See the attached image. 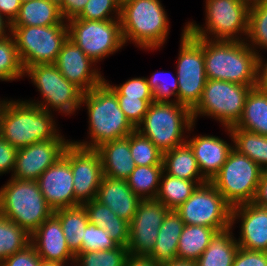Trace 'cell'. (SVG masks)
I'll return each instance as SVG.
<instances>
[{"mask_svg":"<svg viewBox=\"0 0 267 266\" xmlns=\"http://www.w3.org/2000/svg\"><path fill=\"white\" fill-rule=\"evenodd\" d=\"M9 99H0V119H1V114H2V111L6 105V103L8 102Z\"/></svg>","mask_w":267,"mask_h":266,"instance_id":"cell-57","label":"cell"},{"mask_svg":"<svg viewBox=\"0 0 267 266\" xmlns=\"http://www.w3.org/2000/svg\"><path fill=\"white\" fill-rule=\"evenodd\" d=\"M31 244L43 261L74 265L75 254L68 247L60 220L54 213L31 234Z\"/></svg>","mask_w":267,"mask_h":266,"instance_id":"cell-22","label":"cell"},{"mask_svg":"<svg viewBox=\"0 0 267 266\" xmlns=\"http://www.w3.org/2000/svg\"><path fill=\"white\" fill-rule=\"evenodd\" d=\"M40 266H73V265H67V264H61L57 262H47V261H41Z\"/></svg>","mask_w":267,"mask_h":266,"instance_id":"cell-56","label":"cell"},{"mask_svg":"<svg viewBox=\"0 0 267 266\" xmlns=\"http://www.w3.org/2000/svg\"><path fill=\"white\" fill-rule=\"evenodd\" d=\"M129 253L127 247L110 250L77 252L73 266H124Z\"/></svg>","mask_w":267,"mask_h":266,"instance_id":"cell-39","label":"cell"},{"mask_svg":"<svg viewBox=\"0 0 267 266\" xmlns=\"http://www.w3.org/2000/svg\"><path fill=\"white\" fill-rule=\"evenodd\" d=\"M0 213L30 235L53 213L37 181L10 177L0 187Z\"/></svg>","mask_w":267,"mask_h":266,"instance_id":"cell-5","label":"cell"},{"mask_svg":"<svg viewBox=\"0 0 267 266\" xmlns=\"http://www.w3.org/2000/svg\"><path fill=\"white\" fill-rule=\"evenodd\" d=\"M124 266H161L146 256H132L129 255Z\"/></svg>","mask_w":267,"mask_h":266,"instance_id":"cell-53","label":"cell"},{"mask_svg":"<svg viewBox=\"0 0 267 266\" xmlns=\"http://www.w3.org/2000/svg\"><path fill=\"white\" fill-rule=\"evenodd\" d=\"M162 173L163 165L135 166L126 182L141 200L155 199Z\"/></svg>","mask_w":267,"mask_h":266,"instance_id":"cell-35","label":"cell"},{"mask_svg":"<svg viewBox=\"0 0 267 266\" xmlns=\"http://www.w3.org/2000/svg\"><path fill=\"white\" fill-rule=\"evenodd\" d=\"M31 244V235L0 213V264Z\"/></svg>","mask_w":267,"mask_h":266,"instance_id":"cell-37","label":"cell"},{"mask_svg":"<svg viewBox=\"0 0 267 266\" xmlns=\"http://www.w3.org/2000/svg\"><path fill=\"white\" fill-rule=\"evenodd\" d=\"M84 105L88 113L89 140H71L79 147L96 149L103 143L127 137L136 129L120 109L116 93L104 81L83 94L80 107Z\"/></svg>","mask_w":267,"mask_h":266,"instance_id":"cell-1","label":"cell"},{"mask_svg":"<svg viewBox=\"0 0 267 266\" xmlns=\"http://www.w3.org/2000/svg\"><path fill=\"white\" fill-rule=\"evenodd\" d=\"M161 266H196L194 261L174 260Z\"/></svg>","mask_w":267,"mask_h":266,"instance_id":"cell-55","label":"cell"},{"mask_svg":"<svg viewBox=\"0 0 267 266\" xmlns=\"http://www.w3.org/2000/svg\"><path fill=\"white\" fill-rule=\"evenodd\" d=\"M24 77L30 78L39 91L41 100H26L43 110L61 115H74L80 110L84 92L69 82L54 64L33 65L25 69Z\"/></svg>","mask_w":267,"mask_h":266,"instance_id":"cell-8","label":"cell"},{"mask_svg":"<svg viewBox=\"0 0 267 266\" xmlns=\"http://www.w3.org/2000/svg\"><path fill=\"white\" fill-rule=\"evenodd\" d=\"M161 0H130L121 5L124 44L145 51L161 50L169 36L170 21Z\"/></svg>","mask_w":267,"mask_h":266,"instance_id":"cell-3","label":"cell"},{"mask_svg":"<svg viewBox=\"0 0 267 266\" xmlns=\"http://www.w3.org/2000/svg\"><path fill=\"white\" fill-rule=\"evenodd\" d=\"M175 76L169 71H160L146 77L155 102H177L178 78Z\"/></svg>","mask_w":267,"mask_h":266,"instance_id":"cell-41","label":"cell"},{"mask_svg":"<svg viewBox=\"0 0 267 266\" xmlns=\"http://www.w3.org/2000/svg\"><path fill=\"white\" fill-rule=\"evenodd\" d=\"M117 246L118 244L110 237L105 229L89 222L85 229L82 247L78 252L110 250Z\"/></svg>","mask_w":267,"mask_h":266,"instance_id":"cell-43","label":"cell"},{"mask_svg":"<svg viewBox=\"0 0 267 266\" xmlns=\"http://www.w3.org/2000/svg\"><path fill=\"white\" fill-rule=\"evenodd\" d=\"M70 166L73 174L75 200L84 204L96 198L103 178L99 153L70 143Z\"/></svg>","mask_w":267,"mask_h":266,"instance_id":"cell-18","label":"cell"},{"mask_svg":"<svg viewBox=\"0 0 267 266\" xmlns=\"http://www.w3.org/2000/svg\"><path fill=\"white\" fill-rule=\"evenodd\" d=\"M130 150L136 166L163 165V153L136 129L130 134Z\"/></svg>","mask_w":267,"mask_h":266,"instance_id":"cell-40","label":"cell"},{"mask_svg":"<svg viewBox=\"0 0 267 266\" xmlns=\"http://www.w3.org/2000/svg\"><path fill=\"white\" fill-rule=\"evenodd\" d=\"M163 171L188 181H207L201 174L192 149L187 142L163 154Z\"/></svg>","mask_w":267,"mask_h":266,"instance_id":"cell-29","label":"cell"},{"mask_svg":"<svg viewBox=\"0 0 267 266\" xmlns=\"http://www.w3.org/2000/svg\"><path fill=\"white\" fill-rule=\"evenodd\" d=\"M169 211L156 199L141 200L129 223V255L147 257L152 252L159 228Z\"/></svg>","mask_w":267,"mask_h":266,"instance_id":"cell-15","label":"cell"},{"mask_svg":"<svg viewBox=\"0 0 267 266\" xmlns=\"http://www.w3.org/2000/svg\"><path fill=\"white\" fill-rule=\"evenodd\" d=\"M52 4L56 5L58 8H62L63 0H49Z\"/></svg>","mask_w":267,"mask_h":266,"instance_id":"cell-58","label":"cell"},{"mask_svg":"<svg viewBox=\"0 0 267 266\" xmlns=\"http://www.w3.org/2000/svg\"><path fill=\"white\" fill-rule=\"evenodd\" d=\"M108 206L118 217L131 222L141 199L128 186L126 180L103 176L95 198Z\"/></svg>","mask_w":267,"mask_h":266,"instance_id":"cell-23","label":"cell"},{"mask_svg":"<svg viewBox=\"0 0 267 266\" xmlns=\"http://www.w3.org/2000/svg\"><path fill=\"white\" fill-rule=\"evenodd\" d=\"M184 225L180 215L175 210H170L159 228L155 247L147 257L160 265L176 260Z\"/></svg>","mask_w":267,"mask_h":266,"instance_id":"cell-25","label":"cell"},{"mask_svg":"<svg viewBox=\"0 0 267 266\" xmlns=\"http://www.w3.org/2000/svg\"><path fill=\"white\" fill-rule=\"evenodd\" d=\"M82 206L87 212L90 223L105 229L119 246H128L129 222L118 217L108 206L96 199H92Z\"/></svg>","mask_w":267,"mask_h":266,"instance_id":"cell-26","label":"cell"},{"mask_svg":"<svg viewBox=\"0 0 267 266\" xmlns=\"http://www.w3.org/2000/svg\"><path fill=\"white\" fill-rule=\"evenodd\" d=\"M68 38L95 63L113 55L125 46L120 19L66 21Z\"/></svg>","mask_w":267,"mask_h":266,"instance_id":"cell-13","label":"cell"},{"mask_svg":"<svg viewBox=\"0 0 267 266\" xmlns=\"http://www.w3.org/2000/svg\"><path fill=\"white\" fill-rule=\"evenodd\" d=\"M201 39L207 79L256 87L258 54L245 41Z\"/></svg>","mask_w":267,"mask_h":266,"instance_id":"cell-4","label":"cell"},{"mask_svg":"<svg viewBox=\"0 0 267 266\" xmlns=\"http://www.w3.org/2000/svg\"><path fill=\"white\" fill-rule=\"evenodd\" d=\"M233 137V148L248 156L262 170L267 168V136L242 128H229Z\"/></svg>","mask_w":267,"mask_h":266,"instance_id":"cell-34","label":"cell"},{"mask_svg":"<svg viewBox=\"0 0 267 266\" xmlns=\"http://www.w3.org/2000/svg\"><path fill=\"white\" fill-rule=\"evenodd\" d=\"M11 22L0 13V39L11 35Z\"/></svg>","mask_w":267,"mask_h":266,"instance_id":"cell-54","label":"cell"},{"mask_svg":"<svg viewBox=\"0 0 267 266\" xmlns=\"http://www.w3.org/2000/svg\"><path fill=\"white\" fill-rule=\"evenodd\" d=\"M175 73L178 78L177 103L191 111L199 103L207 82L204 41L193 37L183 27Z\"/></svg>","mask_w":267,"mask_h":266,"instance_id":"cell-10","label":"cell"},{"mask_svg":"<svg viewBox=\"0 0 267 266\" xmlns=\"http://www.w3.org/2000/svg\"><path fill=\"white\" fill-rule=\"evenodd\" d=\"M239 222V247L267 252V208L253 202L236 205L232 207L231 227L234 229Z\"/></svg>","mask_w":267,"mask_h":266,"instance_id":"cell-20","label":"cell"},{"mask_svg":"<svg viewBox=\"0 0 267 266\" xmlns=\"http://www.w3.org/2000/svg\"><path fill=\"white\" fill-rule=\"evenodd\" d=\"M24 74L25 69L12 34L0 39V81H18L24 77Z\"/></svg>","mask_w":267,"mask_h":266,"instance_id":"cell-38","label":"cell"},{"mask_svg":"<svg viewBox=\"0 0 267 266\" xmlns=\"http://www.w3.org/2000/svg\"><path fill=\"white\" fill-rule=\"evenodd\" d=\"M194 124L192 111L177 102H152L136 127L163 154L186 142Z\"/></svg>","mask_w":267,"mask_h":266,"instance_id":"cell-7","label":"cell"},{"mask_svg":"<svg viewBox=\"0 0 267 266\" xmlns=\"http://www.w3.org/2000/svg\"><path fill=\"white\" fill-rule=\"evenodd\" d=\"M100 156L103 175L126 180L135 169L130 150V135L103 143L95 149Z\"/></svg>","mask_w":267,"mask_h":266,"instance_id":"cell-24","label":"cell"},{"mask_svg":"<svg viewBox=\"0 0 267 266\" xmlns=\"http://www.w3.org/2000/svg\"><path fill=\"white\" fill-rule=\"evenodd\" d=\"M206 182L208 181H188L180 179L163 171L159 191L155 199L163 203L169 210H176L191 196L198 185Z\"/></svg>","mask_w":267,"mask_h":266,"instance_id":"cell-33","label":"cell"},{"mask_svg":"<svg viewBox=\"0 0 267 266\" xmlns=\"http://www.w3.org/2000/svg\"><path fill=\"white\" fill-rule=\"evenodd\" d=\"M239 245L233 228L217 231L202 255L195 261L196 266H232Z\"/></svg>","mask_w":267,"mask_h":266,"instance_id":"cell-27","label":"cell"},{"mask_svg":"<svg viewBox=\"0 0 267 266\" xmlns=\"http://www.w3.org/2000/svg\"><path fill=\"white\" fill-rule=\"evenodd\" d=\"M11 29L24 69L54 64L68 39L67 25L11 26Z\"/></svg>","mask_w":267,"mask_h":266,"instance_id":"cell-12","label":"cell"},{"mask_svg":"<svg viewBox=\"0 0 267 266\" xmlns=\"http://www.w3.org/2000/svg\"><path fill=\"white\" fill-rule=\"evenodd\" d=\"M250 2V0H205V25L188 21L185 23L186 31L193 37L210 40L245 41L248 33Z\"/></svg>","mask_w":267,"mask_h":266,"instance_id":"cell-6","label":"cell"},{"mask_svg":"<svg viewBox=\"0 0 267 266\" xmlns=\"http://www.w3.org/2000/svg\"><path fill=\"white\" fill-rule=\"evenodd\" d=\"M26 99H9L0 119V136L19 149L55 139L61 132L55 116Z\"/></svg>","mask_w":267,"mask_h":266,"instance_id":"cell-2","label":"cell"},{"mask_svg":"<svg viewBox=\"0 0 267 266\" xmlns=\"http://www.w3.org/2000/svg\"><path fill=\"white\" fill-rule=\"evenodd\" d=\"M232 266H267V252L239 247Z\"/></svg>","mask_w":267,"mask_h":266,"instance_id":"cell-47","label":"cell"},{"mask_svg":"<svg viewBox=\"0 0 267 266\" xmlns=\"http://www.w3.org/2000/svg\"><path fill=\"white\" fill-rule=\"evenodd\" d=\"M117 98L120 109L135 128L143 121L149 105L155 101L154 99H138L127 96H117Z\"/></svg>","mask_w":267,"mask_h":266,"instance_id":"cell-45","label":"cell"},{"mask_svg":"<svg viewBox=\"0 0 267 266\" xmlns=\"http://www.w3.org/2000/svg\"><path fill=\"white\" fill-rule=\"evenodd\" d=\"M121 5L118 0H89L82 12L72 19L113 20L120 19Z\"/></svg>","mask_w":267,"mask_h":266,"instance_id":"cell-42","label":"cell"},{"mask_svg":"<svg viewBox=\"0 0 267 266\" xmlns=\"http://www.w3.org/2000/svg\"><path fill=\"white\" fill-rule=\"evenodd\" d=\"M48 205L55 211L80 206L75 200L70 166V144L63 155L36 180Z\"/></svg>","mask_w":267,"mask_h":266,"instance_id":"cell-17","label":"cell"},{"mask_svg":"<svg viewBox=\"0 0 267 266\" xmlns=\"http://www.w3.org/2000/svg\"><path fill=\"white\" fill-rule=\"evenodd\" d=\"M59 218L67 245L76 254L82 247L85 229L89 223L85 208L80 205L54 211Z\"/></svg>","mask_w":267,"mask_h":266,"instance_id":"cell-32","label":"cell"},{"mask_svg":"<svg viewBox=\"0 0 267 266\" xmlns=\"http://www.w3.org/2000/svg\"><path fill=\"white\" fill-rule=\"evenodd\" d=\"M21 4V0H0V13L12 23L19 13Z\"/></svg>","mask_w":267,"mask_h":266,"instance_id":"cell-50","label":"cell"},{"mask_svg":"<svg viewBox=\"0 0 267 266\" xmlns=\"http://www.w3.org/2000/svg\"><path fill=\"white\" fill-rule=\"evenodd\" d=\"M258 55L257 60V83L256 87L267 92V59Z\"/></svg>","mask_w":267,"mask_h":266,"instance_id":"cell-52","label":"cell"},{"mask_svg":"<svg viewBox=\"0 0 267 266\" xmlns=\"http://www.w3.org/2000/svg\"><path fill=\"white\" fill-rule=\"evenodd\" d=\"M17 150L0 136V176L13 173Z\"/></svg>","mask_w":267,"mask_h":266,"instance_id":"cell-48","label":"cell"},{"mask_svg":"<svg viewBox=\"0 0 267 266\" xmlns=\"http://www.w3.org/2000/svg\"><path fill=\"white\" fill-rule=\"evenodd\" d=\"M253 203L257 206L267 208V168L262 170Z\"/></svg>","mask_w":267,"mask_h":266,"instance_id":"cell-51","label":"cell"},{"mask_svg":"<svg viewBox=\"0 0 267 266\" xmlns=\"http://www.w3.org/2000/svg\"><path fill=\"white\" fill-rule=\"evenodd\" d=\"M67 25L60 8L49 0L23 2L11 26H51Z\"/></svg>","mask_w":267,"mask_h":266,"instance_id":"cell-28","label":"cell"},{"mask_svg":"<svg viewBox=\"0 0 267 266\" xmlns=\"http://www.w3.org/2000/svg\"><path fill=\"white\" fill-rule=\"evenodd\" d=\"M89 0H63L60 12L65 21L77 17Z\"/></svg>","mask_w":267,"mask_h":266,"instance_id":"cell-49","label":"cell"},{"mask_svg":"<svg viewBox=\"0 0 267 266\" xmlns=\"http://www.w3.org/2000/svg\"><path fill=\"white\" fill-rule=\"evenodd\" d=\"M54 65L84 93L100 85L105 79L97 64L69 38L64 42Z\"/></svg>","mask_w":267,"mask_h":266,"instance_id":"cell-19","label":"cell"},{"mask_svg":"<svg viewBox=\"0 0 267 266\" xmlns=\"http://www.w3.org/2000/svg\"><path fill=\"white\" fill-rule=\"evenodd\" d=\"M70 143L71 140L60 133L55 139L19 148L10 177L36 181L47 168L59 160Z\"/></svg>","mask_w":267,"mask_h":266,"instance_id":"cell-16","label":"cell"},{"mask_svg":"<svg viewBox=\"0 0 267 266\" xmlns=\"http://www.w3.org/2000/svg\"><path fill=\"white\" fill-rule=\"evenodd\" d=\"M175 211L185 225H200L217 231L231 226L232 206L210 182L198 185Z\"/></svg>","mask_w":267,"mask_h":266,"instance_id":"cell-14","label":"cell"},{"mask_svg":"<svg viewBox=\"0 0 267 266\" xmlns=\"http://www.w3.org/2000/svg\"><path fill=\"white\" fill-rule=\"evenodd\" d=\"M253 87L222 80L208 79L202 97L192 110L196 124L198 117L206 116L230 128L240 120L246 98Z\"/></svg>","mask_w":267,"mask_h":266,"instance_id":"cell-9","label":"cell"},{"mask_svg":"<svg viewBox=\"0 0 267 266\" xmlns=\"http://www.w3.org/2000/svg\"><path fill=\"white\" fill-rule=\"evenodd\" d=\"M128 1H130V0H118L120 5H123L124 3L128 2Z\"/></svg>","mask_w":267,"mask_h":266,"instance_id":"cell-59","label":"cell"},{"mask_svg":"<svg viewBox=\"0 0 267 266\" xmlns=\"http://www.w3.org/2000/svg\"><path fill=\"white\" fill-rule=\"evenodd\" d=\"M216 229L184 225L178 242L177 260L196 261L209 246Z\"/></svg>","mask_w":267,"mask_h":266,"instance_id":"cell-31","label":"cell"},{"mask_svg":"<svg viewBox=\"0 0 267 266\" xmlns=\"http://www.w3.org/2000/svg\"><path fill=\"white\" fill-rule=\"evenodd\" d=\"M262 169L234 148L210 183L232 206L253 202Z\"/></svg>","mask_w":267,"mask_h":266,"instance_id":"cell-11","label":"cell"},{"mask_svg":"<svg viewBox=\"0 0 267 266\" xmlns=\"http://www.w3.org/2000/svg\"><path fill=\"white\" fill-rule=\"evenodd\" d=\"M42 259L32 244L7 257L0 266H40Z\"/></svg>","mask_w":267,"mask_h":266,"instance_id":"cell-46","label":"cell"},{"mask_svg":"<svg viewBox=\"0 0 267 266\" xmlns=\"http://www.w3.org/2000/svg\"><path fill=\"white\" fill-rule=\"evenodd\" d=\"M195 123L189 129L186 142L192 149L197 160L198 167L202 176L210 182L211 179L220 171L221 167L228 158L229 153L233 149V137L229 128L225 127L231 142L213 135H193L190 133L194 131Z\"/></svg>","mask_w":267,"mask_h":266,"instance_id":"cell-21","label":"cell"},{"mask_svg":"<svg viewBox=\"0 0 267 266\" xmlns=\"http://www.w3.org/2000/svg\"><path fill=\"white\" fill-rule=\"evenodd\" d=\"M245 42L258 55L261 54L262 49L267 51V0L250 2L248 33Z\"/></svg>","mask_w":267,"mask_h":266,"instance_id":"cell-36","label":"cell"},{"mask_svg":"<svg viewBox=\"0 0 267 266\" xmlns=\"http://www.w3.org/2000/svg\"><path fill=\"white\" fill-rule=\"evenodd\" d=\"M104 82L116 93V96H127L138 99H154L153 92L150 90L146 77H134L127 79L119 85H114L109 80Z\"/></svg>","mask_w":267,"mask_h":266,"instance_id":"cell-44","label":"cell"},{"mask_svg":"<svg viewBox=\"0 0 267 266\" xmlns=\"http://www.w3.org/2000/svg\"><path fill=\"white\" fill-rule=\"evenodd\" d=\"M257 134L267 136V92L254 87L250 90L243 114L235 126Z\"/></svg>","mask_w":267,"mask_h":266,"instance_id":"cell-30","label":"cell"}]
</instances>
